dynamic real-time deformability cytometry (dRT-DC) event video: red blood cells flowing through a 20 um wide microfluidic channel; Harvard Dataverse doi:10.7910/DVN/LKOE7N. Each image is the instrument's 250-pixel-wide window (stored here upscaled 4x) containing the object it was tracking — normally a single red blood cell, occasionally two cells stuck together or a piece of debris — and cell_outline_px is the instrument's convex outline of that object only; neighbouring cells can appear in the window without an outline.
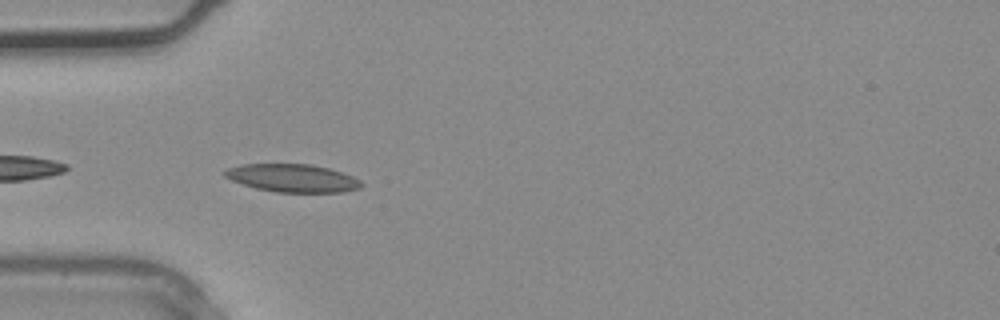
{"species": "common noctule bat (a hibernating species)", "species_latin": "Nyctalus noctula", "temperature_condition": "warm", "stored_images_in_passage": 3, "camera_frame_rate_fps": 3000, "um_per_image_px": 0.085, "animal": {"sex": "male", "body_mass_g": 20.4}, "frame": {"image": 1, "passage_image": 3, "time_ms": 0.667, "image_size_px": [1000, 320], "cell_outline_px": [[364, 184], [360, 188], [344, 192], [276, 192], [256, 188], [232, 180], [224, 176], [224, 172], [228, 168], [240, 164], [312, 164], [328, 168], [352, 176], [360, 180]], "centroid_in_image_um": [24.88, 15.13], "position_along_channel_um": 60.1, "area_um2": 22.14}}